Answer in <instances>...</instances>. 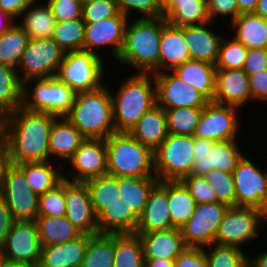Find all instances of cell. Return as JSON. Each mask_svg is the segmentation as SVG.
<instances>
[{"label": "cell", "mask_w": 267, "mask_h": 267, "mask_svg": "<svg viewBox=\"0 0 267 267\" xmlns=\"http://www.w3.org/2000/svg\"><path fill=\"white\" fill-rule=\"evenodd\" d=\"M163 18L173 26L184 27L211 22L207 0L169 1Z\"/></svg>", "instance_id": "29"}, {"label": "cell", "mask_w": 267, "mask_h": 267, "mask_svg": "<svg viewBox=\"0 0 267 267\" xmlns=\"http://www.w3.org/2000/svg\"><path fill=\"white\" fill-rule=\"evenodd\" d=\"M247 54L248 48L242 43L236 41L232 36L224 35L215 67L216 69H243Z\"/></svg>", "instance_id": "46"}, {"label": "cell", "mask_w": 267, "mask_h": 267, "mask_svg": "<svg viewBox=\"0 0 267 267\" xmlns=\"http://www.w3.org/2000/svg\"><path fill=\"white\" fill-rule=\"evenodd\" d=\"M248 267H267V248L255 257L248 256Z\"/></svg>", "instance_id": "62"}, {"label": "cell", "mask_w": 267, "mask_h": 267, "mask_svg": "<svg viewBox=\"0 0 267 267\" xmlns=\"http://www.w3.org/2000/svg\"><path fill=\"white\" fill-rule=\"evenodd\" d=\"M142 242L136 233L114 234V266L144 267Z\"/></svg>", "instance_id": "38"}, {"label": "cell", "mask_w": 267, "mask_h": 267, "mask_svg": "<svg viewBox=\"0 0 267 267\" xmlns=\"http://www.w3.org/2000/svg\"><path fill=\"white\" fill-rule=\"evenodd\" d=\"M35 222L38 226L41 246L69 242L83 234L65 215L37 217Z\"/></svg>", "instance_id": "35"}, {"label": "cell", "mask_w": 267, "mask_h": 267, "mask_svg": "<svg viewBox=\"0 0 267 267\" xmlns=\"http://www.w3.org/2000/svg\"><path fill=\"white\" fill-rule=\"evenodd\" d=\"M158 183L157 177H118V193L121 201L139 217Z\"/></svg>", "instance_id": "34"}, {"label": "cell", "mask_w": 267, "mask_h": 267, "mask_svg": "<svg viewBox=\"0 0 267 267\" xmlns=\"http://www.w3.org/2000/svg\"><path fill=\"white\" fill-rule=\"evenodd\" d=\"M65 52L52 39H29L16 67L21 83L55 77Z\"/></svg>", "instance_id": "10"}, {"label": "cell", "mask_w": 267, "mask_h": 267, "mask_svg": "<svg viewBox=\"0 0 267 267\" xmlns=\"http://www.w3.org/2000/svg\"><path fill=\"white\" fill-rule=\"evenodd\" d=\"M139 217L128 208L121 199L106 206L97 215V225L100 234L135 233Z\"/></svg>", "instance_id": "31"}, {"label": "cell", "mask_w": 267, "mask_h": 267, "mask_svg": "<svg viewBox=\"0 0 267 267\" xmlns=\"http://www.w3.org/2000/svg\"><path fill=\"white\" fill-rule=\"evenodd\" d=\"M0 131H2V118L0 117Z\"/></svg>", "instance_id": "73"}, {"label": "cell", "mask_w": 267, "mask_h": 267, "mask_svg": "<svg viewBox=\"0 0 267 267\" xmlns=\"http://www.w3.org/2000/svg\"><path fill=\"white\" fill-rule=\"evenodd\" d=\"M168 202L172 228L181 229L197 205L181 180L168 181Z\"/></svg>", "instance_id": "36"}, {"label": "cell", "mask_w": 267, "mask_h": 267, "mask_svg": "<svg viewBox=\"0 0 267 267\" xmlns=\"http://www.w3.org/2000/svg\"><path fill=\"white\" fill-rule=\"evenodd\" d=\"M88 244V234L75 240L42 246L38 267H81Z\"/></svg>", "instance_id": "26"}, {"label": "cell", "mask_w": 267, "mask_h": 267, "mask_svg": "<svg viewBox=\"0 0 267 267\" xmlns=\"http://www.w3.org/2000/svg\"><path fill=\"white\" fill-rule=\"evenodd\" d=\"M66 164L70 166H63V178L69 181L85 182L107 175L105 139H86Z\"/></svg>", "instance_id": "14"}, {"label": "cell", "mask_w": 267, "mask_h": 267, "mask_svg": "<svg viewBox=\"0 0 267 267\" xmlns=\"http://www.w3.org/2000/svg\"><path fill=\"white\" fill-rule=\"evenodd\" d=\"M253 13L267 20V0H258Z\"/></svg>", "instance_id": "67"}, {"label": "cell", "mask_w": 267, "mask_h": 267, "mask_svg": "<svg viewBox=\"0 0 267 267\" xmlns=\"http://www.w3.org/2000/svg\"><path fill=\"white\" fill-rule=\"evenodd\" d=\"M213 101L220 104L245 107L251 101L249 76L243 69H216Z\"/></svg>", "instance_id": "20"}, {"label": "cell", "mask_w": 267, "mask_h": 267, "mask_svg": "<svg viewBox=\"0 0 267 267\" xmlns=\"http://www.w3.org/2000/svg\"><path fill=\"white\" fill-rule=\"evenodd\" d=\"M249 89L253 101L267 103V70L249 76Z\"/></svg>", "instance_id": "56"}, {"label": "cell", "mask_w": 267, "mask_h": 267, "mask_svg": "<svg viewBox=\"0 0 267 267\" xmlns=\"http://www.w3.org/2000/svg\"><path fill=\"white\" fill-rule=\"evenodd\" d=\"M75 96L76 92L56 77L33 79L23 83L21 107L63 117L71 111Z\"/></svg>", "instance_id": "6"}, {"label": "cell", "mask_w": 267, "mask_h": 267, "mask_svg": "<svg viewBox=\"0 0 267 267\" xmlns=\"http://www.w3.org/2000/svg\"><path fill=\"white\" fill-rule=\"evenodd\" d=\"M212 24L215 23L211 21L201 25L184 26V38L192 60L216 64L224 36L212 31Z\"/></svg>", "instance_id": "23"}, {"label": "cell", "mask_w": 267, "mask_h": 267, "mask_svg": "<svg viewBox=\"0 0 267 267\" xmlns=\"http://www.w3.org/2000/svg\"><path fill=\"white\" fill-rule=\"evenodd\" d=\"M263 211H264L265 221H267V205H266V207H265V209Z\"/></svg>", "instance_id": "70"}, {"label": "cell", "mask_w": 267, "mask_h": 267, "mask_svg": "<svg viewBox=\"0 0 267 267\" xmlns=\"http://www.w3.org/2000/svg\"><path fill=\"white\" fill-rule=\"evenodd\" d=\"M194 136L168 134L153 152L154 173L159 181L182 180L194 164Z\"/></svg>", "instance_id": "7"}, {"label": "cell", "mask_w": 267, "mask_h": 267, "mask_svg": "<svg viewBox=\"0 0 267 267\" xmlns=\"http://www.w3.org/2000/svg\"><path fill=\"white\" fill-rule=\"evenodd\" d=\"M114 234H88V244L81 267H113Z\"/></svg>", "instance_id": "39"}, {"label": "cell", "mask_w": 267, "mask_h": 267, "mask_svg": "<svg viewBox=\"0 0 267 267\" xmlns=\"http://www.w3.org/2000/svg\"><path fill=\"white\" fill-rule=\"evenodd\" d=\"M43 2L29 4L16 21L30 39L51 38L53 35L57 21L47 2L45 0Z\"/></svg>", "instance_id": "32"}, {"label": "cell", "mask_w": 267, "mask_h": 267, "mask_svg": "<svg viewBox=\"0 0 267 267\" xmlns=\"http://www.w3.org/2000/svg\"><path fill=\"white\" fill-rule=\"evenodd\" d=\"M22 89L17 70L0 63V117L14 112L22 105Z\"/></svg>", "instance_id": "37"}, {"label": "cell", "mask_w": 267, "mask_h": 267, "mask_svg": "<svg viewBox=\"0 0 267 267\" xmlns=\"http://www.w3.org/2000/svg\"><path fill=\"white\" fill-rule=\"evenodd\" d=\"M204 252L208 267H248V253L242 248L211 244Z\"/></svg>", "instance_id": "45"}, {"label": "cell", "mask_w": 267, "mask_h": 267, "mask_svg": "<svg viewBox=\"0 0 267 267\" xmlns=\"http://www.w3.org/2000/svg\"><path fill=\"white\" fill-rule=\"evenodd\" d=\"M238 143V140L213 141V147L208 154L209 172L212 169H218L226 173H233L238 162L244 156Z\"/></svg>", "instance_id": "42"}, {"label": "cell", "mask_w": 267, "mask_h": 267, "mask_svg": "<svg viewBox=\"0 0 267 267\" xmlns=\"http://www.w3.org/2000/svg\"><path fill=\"white\" fill-rule=\"evenodd\" d=\"M162 7H164L170 0H158Z\"/></svg>", "instance_id": "69"}, {"label": "cell", "mask_w": 267, "mask_h": 267, "mask_svg": "<svg viewBox=\"0 0 267 267\" xmlns=\"http://www.w3.org/2000/svg\"><path fill=\"white\" fill-rule=\"evenodd\" d=\"M1 267H38V263L12 261L5 259L2 262Z\"/></svg>", "instance_id": "66"}, {"label": "cell", "mask_w": 267, "mask_h": 267, "mask_svg": "<svg viewBox=\"0 0 267 267\" xmlns=\"http://www.w3.org/2000/svg\"><path fill=\"white\" fill-rule=\"evenodd\" d=\"M65 201L67 219L83 234H99L89 189L85 182H73L65 179Z\"/></svg>", "instance_id": "19"}, {"label": "cell", "mask_w": 267, "mask_h": 267, "mask_svg": "<svg viewBox=\"0 0 267 267\" xmlns=\"http://www.w3.org/2000/svg\"><path fill=\"white\" fill-rule=\"evenodd\" d=\"M66 214L65 179L54 188L39 195L38 217H56Z\"/></svg>", "instance_id": "48"}, {"label": "cell", "mask_w": 267, "mask_h": 267, "mask_svg": "<svg viewBox=\"0 0 267 267\" xmlns=\"http://www.w3.org/2000/svg\"><path fill=\"white\" fill-rule=\"evenodd\" d=\"M15 220L12 213L4 200L0 195V248L3 249L7 235L11 230Z\"/></svg>", "instance_id": "57"}, {"label": "cell", "mask_w": 267, "mask_h": 267, "mask_svg": "<svg viewBox=\"0 0 267 267\" xmlns=\"http://www.w3.org/2000/svg\"><path fill=\"white\" fill-rule=\"evenodd\" d=\"M107 174L115 177H156L153 151L129 132H115L105 139Z\"/></svg>", "instance_id": "5"}, {"label": "cell", "mask_w": 267, "mask_h": 267, "mask_svg": "<svg viewBox=\"0 0 267 267\" xmlns=\"http://www.w3.org/2000/svg\"><path fill=\"white\" fill-rule=\"evenodd\" d=\"M228 208L220 202L196 205L192 216L181 228L185 246L205 248L214 244L216 233Z\"/></svg>", "instance_id": "15"}, {"label": "cell", "mask_w": 267, "mask_h": 267, "mask_svg": "<svg viewBox=\"0 0 267 267\" xmlns=\"http://www.w3.org/2000/svg\"><path fill=\"white\" fill-rule=\"evenodd\" d=\"M27 33L17 24L0 35V63L16 68L29 42Z\"/></svg>", "instance_id": "40"}, {"label": "cell", "mask_w": 267, "mask_h": 267, "mask_svg": "<svg viewBox=\"0 0 267 267\" xmlns=\"http://www.w3.org/2000/svg\"><path fill=\"white\" fill-rule=\"evenodd\" d=\"M86 138L67 119L66 116L56 117L49 134V151L51 161L60 159L61 165H66L67 161L79 149ZM64 162V163H63Z\"/></svg>", "instance_id": "24"}, {"label": "cell", "mask_w": 267, "mask_h": 267, "mask_svg": "<svg viewBox=\"0 0 267 267\" xmlns=\"http://www.w3.org/2000/svg\"><path fill=\"white\" fill-rule=\"evenodd\" d=\"M12 165L10 147L5 134L0 132V183L3 176L6 174L7 169Z\"/></svg>", "instance_id": "59"}, {"label": "cell", "mask_w": 267, "mask_h": 267, "mask_svg": "<svg viewBox=\"0 0 267 267\" xmlns=\"http://www.w3.org/2000/svg\"><path fill=\"white\" fill-rule=\"evenodd\" d=\"M213 147V141L194 137V157H207Z\"/></svg>", "instance_id": "60"}, {"label": "cell", "mask_w": 267, "mask_h": 267, "mask_svg": "<svg viewBox=\"0 0 267 267\" xmlns=\"http://www.w3.org/2000/svg\"><path fill=\"white\" fill-rule=\"evenodd\" d=\"M117 3L119 11L127 16L131 21L132 19L130 17L134 13H139L138 16H135L139 19L159 18L164 15V9L158 0H117Z\"/></svg>", "instance_id": "49"}, {"label": "cell", "mask_w": 267, "mask_h": 267, "mask_svg": "<svg viewBox=\"0 0 267 267\" xmlns=\"http://www.w3.org/2000/svg\"><path fill=\"white\" fill-rule=\"evenodd\" d=\"M174 267H208L204 248L186 247L174 260Z\"/></svg>", "instance_id": "54"}, {"label": "cell", "mask_w": 267, "mask_h": 267, "mask_svg": "<svg viewBox=\"0 0 267 267\" xmlns=\"http://www.w3.org/2000/svg\"><path fill=\"white\" fill-rule=\"evenodd\" d=\"M208 14L212 22L217 21L219 16L229 17L230 23L241 13L239 12L237 0H207Z\"/></svg>", "instance_id": "53"}, {"label": "cell", "mask_w": 267, "mask_h": 267, "mask_svg": "<svg viewBox=\"0 0 267 267\" xmlns=\"http://www.w3.org/2000/svg\"><path fill=\"white\" fill-rule=\"evenodd\" d=\"M128 19L127 16L119 12L115 16L96 23H86L83 50L102 57L100 48H103V51L105 48H109L111 52L109 54H112L116 61L123 49Z\"/></svg>", "instance_id": "16"}, {"label": "cell", "mask_w": 267, "mask_h": 267, "mask_svg": "<svg viewBox=\"0 0 267 267\" xmlns=\"http://www.w3.org/2000/svg\"><path fill=\"white\" fill-rule=\"evenodd\" d=\"M52 163L54 162L35 161L24 162L16 166L25 174L30 189L41 195L54 188L64 179L63 166L59 162L55 165Z\"/></svg>", "instance_id": "33"}, {"label": "cell", "mask_w": 267, "mask_h": 267, "mask_svg": "<svg viewBox=\"0 0 267 267\" xmlns=\"http://www.w3.org/2000/svg\"><path fill=\"white\" fill-rule=\"evenodd\" d=\"M181 181L188 188L197 205L217 202V197L204 176L188 175Z\"/></svg>", "instance_id": "51"}, {"label": "cell", "mask_w": 267, "mask_h": 267, "mask_svg": "<svg viewBox=\"0 0 267 267\" xmlns=\"http://www.w3.org/2000/svg\"><path fill=\"white\" fill-rule=\"evenodd\" d=\"M15 22L11 16L0 10V35L7 31Z\"/></svg>", "instance_id": "65"}, {"label": "cell", "mask_w": 267, "mask_h": 267, "mask_svg": "<svg viewBox=\"0 0 267 267\" xmlns=\"http://www.w3.org/2000/svg\"><path fill=\"white\" fill-rule=\"evenodd\" d=\"M128 132L154 152L168 136L165 110L155 105Z\"/></svg>", "instance_id": "27"}, {"label": "cell", "mask_w": 267, "mask_h": 267, "mask_svg": "<svg viewBox=\"0 0 267 267\" xmlns=\"http://www.w3.org/2000/svg\"><path fill=\"white\" fill-rule=\"evenodd\" d=\"M4 260H5V256L3 253V249L0 248V267H1V264Z\"/></svg>", "instance_id": "68"}, {"label": "cell", "mask_w": 267, "mask_h": 267, "mask_svg": "<svg viewBox=\"0 0 267 267\" xmlns=\"http://www.w3.org/2000/svg\"><path fill=\"white\" fill-rule=\"evenodd\" d=\"M235 183L236 206L256 207L264 210L267 205V172L246 154L232 173Z\"/></svg>", "instance_id": "13"}, {"label": "cell", "mask_w": 267, "mask_h": 267, "mask_svg": "<svg viewBox=\"0 0 267 267\" xmlns=\"http://www.w3.org/2000/svg\"><path fill=\"white\" fill-rule=\"evenodd\" d=\"M172 72L185 83L193 86L209 102L213 101L216 81L215 65L190 59L181 66L175 68Z\"/></svg>", "instance_id": "30"}, {"label": "cell", "mask_w": 267, "mask_h": 267, "mask_svg": "<svg viewBox=\"0 0 267 267\" xmlns=\"http://www.w3.org/2000/svg\"><path fill=\"white\" fill-rule=\"evenodd\" d=\"M156 83L157 105L165 109L205 107L208 100L193 86L185 83L174 72L153 74Z\"/></svg>", "instance_id": "17"}, {"label": "cell", "mask_w": 267, "mask_h": 267, "mask_svg": "<svg viewBox=\"0 0 267 267\" xmlns=\"http://www.w3.org/2000/svg\"><path fill=\"white\" fill-rule=\"evenodd\" d=\"M90 51H73L64 55L56 78L76 93L91 91L104 85L106 62Z\"/></svg>", "instance_id": "8"}, {"label": "cell", "mask_w": 267, "mask_h": 267, "mask_svg": "<svg viewBox=\"0 0 267 267\" xmlns=\"http://www.w3.org/2000/svg\"><path fill=\"white\" fill-rule=\"evenodd\" d=\"M110 87L76 93L66 117L86 139H106L116 132Z\"/></svg>", "instance_id": "4"}, {"label": "cell", "mask_w": 267, "mask_h": 267, "mask_svg": "<svg viewBox=\"0 0 267 267\" xmlns=\"http://www.w3.org/2000/svg\"><path fill=\"white\" fill-rule=\"evenodd\" d=\"M117 91L111 90L116 132H128L139 119L157 105L152 73H133L123 78ZM114 91V92H113Z\"/></svg>", "instance_id": "3"}, {"label": "cell", "mask_w": 267, "mask_h": 267, "mask_svg": "<svg viewBox=\"0 0 267 267\" xmlns=\"http://www.w3.org/2000/svg\"><path fill=\"white\" fill-rule=\"evenodd\" d=\"M41 248L36 222L15 221L7 235L3 253L8 260L38 263Z\"/></svg>", "instance_id": "18"}, {"label": "cell", "mask_w": 267, "mask_h": 267, "mask_svg": "<svg viewBox=\"0 0 267 267\" xmlns=\"http://www.w3.org/2000/svg\"><path fill=\"white\" fill-rule=\"evenodd\" d=\"M144 267H174V260L145 259V266Z\"/></svg>", "instance_id": "64"}, {"label": "cell", "mask_w": 267, "mask_h": 267, "mask_svg": "<svg viewBox=\"0 0 267 267\" xmlns=\"http://www.w3.org/2000/svg\"><path fill=\"white\" fill-rule=\"evenodd\" d=\"M209 172V160L207 157H194V164L190 175L204 176Z\"/></svg>", "instance_id": "61"}, {"label": "cell", "mask_w": 267, "mask_h": 267, "mask_svg": "<svg viewBox=\"0 0 267 267\" xmlns=\"http://www.w3.org/2000/svg\"><path fill=\"white\" fill-rule=\"evenodd\" d=\"M267 223L264 211L256 207L234 206L225 212L214 244L242 249L259 238L260 228ZM244 246V247H243Z\"/></svg>", "instance_id": "9"}, {"label": "cell", "mask_w": 267, "mask_h": 267, "mask_svg": "<svg viewBox=\"0 0 267 267\" xmlns=\"http://www.w3.org/2000/svg\"><path fill=\"white\" fill-rule=\"evenodd\" d=\"M190 59L189 48L184 38V27L173 26L162 17L159 73L173 71Z\"/></svg>", "instance_id": "22"}, {"label": "cell", "mask_w": 267, "mask_h": 267, "mask_svg": "<svg viewBox=\"0 0 267 267\" xmlns=\"http://www.w3.org/2000/svg\"><path fill=\"white\" fill-rule=\"evenodd\" d=\"M57 22L82 18L83 1H46Z\"/></svg>", "instance_id": "52"}, {"label": "cell", "mask_w": 267, "mask_h": 267, "mask_svg": "<svg viewBox=\"0 0 267 267\" xmlns=\"http://www.w3.org/2000/svg\"><path fill=\"white\" fill-rule=\"evenodd\" d=\"M89 189L92 208L97 216L106 206L120 200L118 193V177L103 175L85 181Z\"/></svg>", "instance_id": "41"}, {"label": "cell", "mask_w": 267, "mask_h": 267, "mask_svg": "<svg viewBox=\"0 0 267 267\" xmlns=\"http://www.w3.org/2000/svg\"><path fill=\"white\" fill-rule=\"evenodd\" d=\"M117 0H84L82 19L85 23H96L119 13Z\"/></svg>", "instance_id": "50"}, {"label": "cell", "mask_w": 267, "mask_h": 267, "mask_svg": "<svg viewBox=\"0 0 267 267\" xmlns=\"http://www.w3.org/2000/svg\"><path fill=\"white\" fill-rule=\"evenodd\" d=\"M172 228L168 202V181H159L139 216L135 233H151Z\"/></svg>", "instance_id": "21"}, {"label": "cell", "mask_w": 267, "mask_h": 267, "mask_svg": "<svg viewBox=\"0 0 267 267\" xmlns=\"http://www.w3.org/2000/svg\"><path fill=\"white\" fill-rule=\"evenodd\" d=\"M243 109L226 104L208 102L200 115L194 137L210 141L237 140Z\"/></svg>", "instance_id": "12"}, {"label": "cell", "mask_w": 267, "mask_h": 267, "mask_svg": "<svg viewBox=\"0 0 267 267\" xmlns=\"http://www.w3.org/2000/svg\"><path fill=\"white\" fill-rule=\"evenodd\" d=\"M45 1H84V0H45Z\"/></svg>", "instance_id": "71"}, {"label": "cell", "mask_w": 267, "mask_h": 267, "mask_svg": "<svg viewBox=\"0 0 267 267\" xmlns=\"http://www.w3.org/2000/svg\"><path fill=\"white\" fill-rule=\"evenodd\" d=\"M56 117L19 107L2 118V132L7 137L13 165L51 160L49 134Z\"/></svg>", "instance_id": "1"}, {"label": "cell", "mask_w": 267, "mask_h": 267, "mask_svg": "<svg viewBox=\"0 0 267 267\" xmlns=\"http://www.w3.org/2000/svg\"><path fill=\"white\" fill-rule=\"evenodd\" d=\"M204 178L212 187L217 202L223 203L228 207L236 206L235 183L232 173H226L218 169H212Z\"/></svg>", "instance_id": "47"}, {"label": "cell", "mask_w": 267, "mask_h": 267, "mask_svg": "<svg viewBox=\"0 0 267 267\" xmlns=\"http://www.w3.org/2000/svg\"><path fill=\"white\" fill-rule=\"evenodd\" d=\"M258 0H237V5L240 13L254 12Z\"/></svg>", "instance_id": "63"}, {"label": "cell", "mask_w": 267, "mask_h": 267, "mask_svg": "<svg viewBox=\"0 0 267 267\" xmlns=\"http://www.w3.org/2000/svg\"><path fill=\"white\" fill-rule=\"evenodd\" d=\"M29 4L27 0H0V10L17 21Z\"/></svg>", "instance_id": "58"}, {"label": "cell", "mask_w": 267, "mask_h": 267, "mask_svg": "<svg viewBox=\"0 0 267 267\" xmlns=\"http://www.w3.org/2000/svg\"><path fill=\"white\" fill-rule=\"evenodd\" d=\"M243 70L248 76L267 70V49H248Z\"/></svg>", "instance_id": "55"}, {"label": "cell", "mask_w": 267, "mask_h": 267, "mask_svg": "<svg viewBox=\"0 0 267 267\" xmlns=\"http://www.w3.org/2000/svg\"><path fill=\"white\" fill-rule=\"evenodd\" d=\"M85 24L82 18L57 22L51 38L65 53L83 50Z\"/></svg>", "instance_id": "43"}, {"label": "cell", "mask_w": 267, "mask_h": 267, "mask_svg": "<svg viewBox=\"0 0 267 267\" xmlns=\"http://www.w3.org/2000/svg\"><path fill=\"white\" fill-rule=\"evenodd\" d=\"M170 1H186V0H170Z\"/></svg>", "instance_id": "74"}, {"label": "cell", "mask_w": 267, "mask_h": 267, "mask_svg": "<svg viewBox=\"0 0 267 267\" xmlns=\"http://www.w3.org/2000/svg\"><path fill=\"white\" fill-rule=\"evenodd\" d=\"M162 17L135 18L127 22L123 49L116 62L136 73H159ZM125 64V65H124Z\"/></svg>", "instance_id": "2"}, {"label": "cell", "mask_w": 267, "mask_h": 267, "mask_svg": "<svg viewBox=\"0 0 267 267\" xmlns=\"http://www.w3.org/2000/svg\"><path fill=\"white\" fill-rule=\"evenodd\" d=\"M0 195L6 201L15 221H35L39 195L30 189L25 174L11 165L0 183Z\"/></svg>", "instance_id": "11"}, {"label": "cell", "mask_w": 267, "mask_h": 267, "mask_svg": "<svg viewBox=\"0 0 267 267\" xmlns=\"http://www.w3.org/2000/svg\"><path fill=\"white\" fill-rule=\"evenodd\" d=\"M230 34L248 49H267V20L255 13H241L231 23ZM233 31V34L231 33Z\"/></svg>", "instance_id": "28"}, {"label": "cell", "mask_w": 267, "mask_h": 267, "mask_svg": "<svg viewBox=\"0 0 267 267\" xmlns=\"http://www.w3.org/2000/svg\"><path fill=\"white\" fill-rule=\"evenodd\" d=\"M204 107L165 109L168 134L194 136Z\"/></svg>", "instance_id": "44"}, {"label": "cell", "mask_w": 267, "mask_h": 267, "mask_svg": "<svg viewBox=\"0 0 267 267\" xmlns=\"http://www.w3.org/2000/svg\"><path fill=\"white\" fill-rule=\"evenodd\" d=\"M30 4L31 3H35V2H40V0H27ZM41 1H44V0H41Z\"/></svg>", "instance_id": "72"}, {"label": "cell", "mask_w": 267, "mask_h": 267, "mask_svg": "<svg viewBox=\"0 0 267 267\" xmlns=\"http://www.w3.org/2000/svg\"><path fill=\"white\" fill-rule=\"evenodd\" d=\"M136 234L142 242L144 259L175 260L186 248L178 228Z\"/></svg>", "instance_id": "25"}]
</instances>
